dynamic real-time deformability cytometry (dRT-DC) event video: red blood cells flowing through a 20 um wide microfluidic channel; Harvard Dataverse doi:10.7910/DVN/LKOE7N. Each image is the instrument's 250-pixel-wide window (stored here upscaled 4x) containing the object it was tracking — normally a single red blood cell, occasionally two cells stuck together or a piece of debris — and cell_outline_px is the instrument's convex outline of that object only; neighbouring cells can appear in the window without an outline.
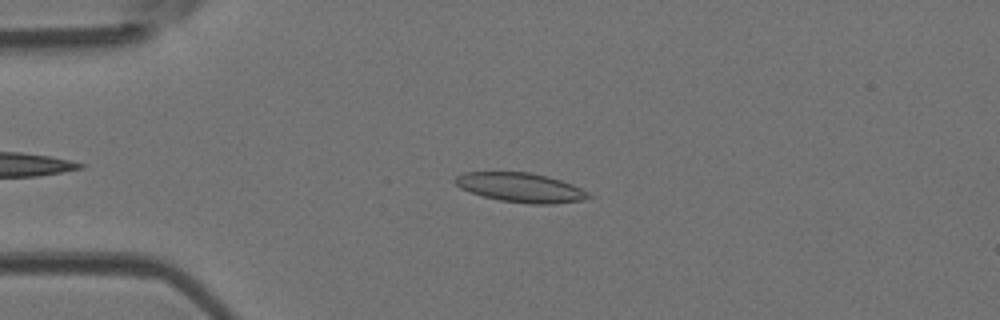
{"species": "Egyptian fruit bat (a non-hibernating species)", "species_latin": "Rousettus aegyptiacus", "temperature_condition": "room temperature", "stored_images_in_passage": 43, "camera_frame_rate_fps": 3000, "um_per_image_px": 0.085, "animal": {"sex": "female"}, "frame": {"image": 1, "passage_image": 11, "time_ms": 3.333, "image_size_px": [1000, 320], "cell_outline_px": [[592, 196], [584, 200], [552, 204], [528, 204], [500, 200], [484, 196], [460, 188], [452, 180], [456, 176], [464, 172], [532, 172], [548, 176], [572, 184], [588, 192]], "centroid_in_image_um": [44.26, 15.93], "position_along_channel_um": 40.7, "area_um2": 22.83}}
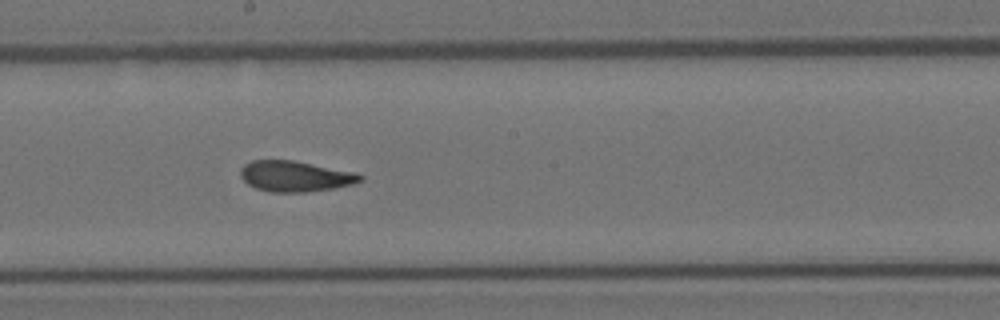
{"frame": {"image": 2, "passage_image": 26, "time_ms": 8.333, "image_size_px": [1000, 320], "cell_outline_px": [[364, 180], [352, 184], [332, 188], [308, 192], [268, 192], [256, 188], [248, 184], [240, 176], [240, 168], [244, 164], [252, 160], [292, 160], [352, 172], [364, 176]], "centroid_in_image_um": [25.05, 14.99], "position_along_channel_um": 223.2, "area_um2": 21.27}}
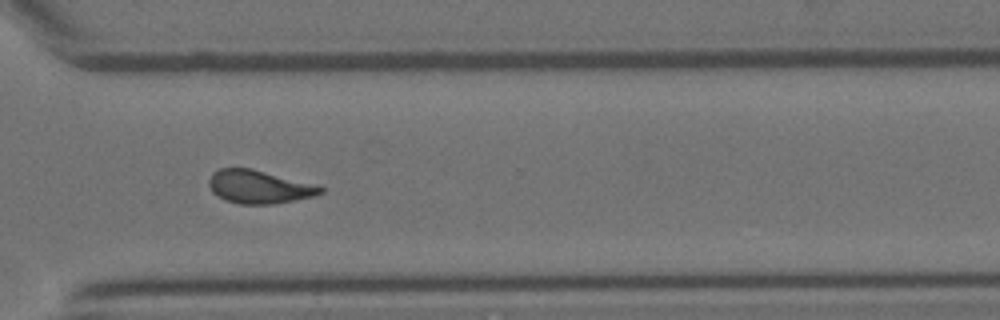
{"frame": {"image": 3, "passage_image": 35, "time_ms": 11.333, "image_size_px": [1000, 320], "cell_outline_px": [[324, 192], [316, 196], [272, 204], [240, 204], [224, 200], [212, 192], [208, 184], [208, 180], [212, 172], [220, 168], [252, 168], [320, 184], [324, 188]], "centroid_in_image_um": [22.07, 15.87], "position_along_channel_um": 348.5, "area_um2": 22.14}, "authors_computed_cell_mechanics": {"area_um2": 21.964, "velocity_mm_per_s": 4.1942, "shape_relaxation_time_tau1_ms": null, "shape_relaxation_time_tau2_ms": 2.1803, "deformation_change_tau1": null, "deformation_change_tau2": 0.0867}}